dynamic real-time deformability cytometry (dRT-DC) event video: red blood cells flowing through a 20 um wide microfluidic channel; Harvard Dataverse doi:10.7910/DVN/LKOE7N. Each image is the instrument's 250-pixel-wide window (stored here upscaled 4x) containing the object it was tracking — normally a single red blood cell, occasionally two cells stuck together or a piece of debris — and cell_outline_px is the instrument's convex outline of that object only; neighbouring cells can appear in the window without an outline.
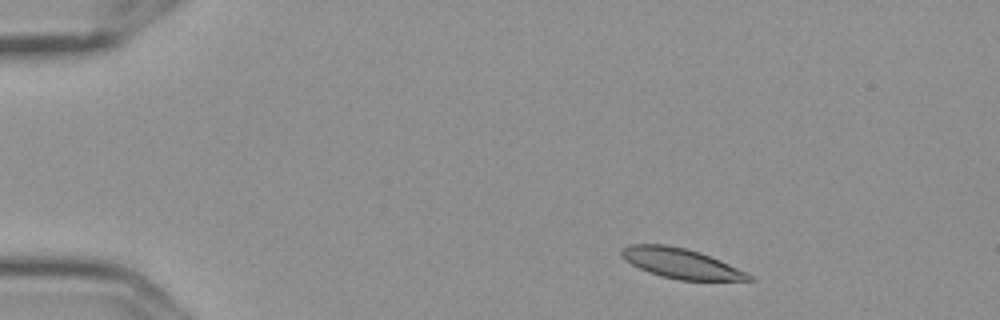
{"species": "Egyptian fruit bat (a non-hibernating species)", "species_latin": "Rousettus aegyptiacus", "temperature_condition": "cold", "stored_images_in_passage": 5, "camera_frame_rate_fps": 3000, "um_per_image_px": 0.085, "frame": {"image": 1, "passage_image": 2, "time_ms": 0.333, "image_size_px": [1000, 320], "cell_outline_px": [[752, 280], [680, 280], [660, 276], [648, 272], [624, 260], [620, 252], [620, 248], [628, 244], [668, 244], [700, 252], [720, 260], [748, 272], [752, 276]], "centroid_in_image_um": [57.85, 22.37], "position_along_channel_um": 27.2, "area_um2": 22.31}}